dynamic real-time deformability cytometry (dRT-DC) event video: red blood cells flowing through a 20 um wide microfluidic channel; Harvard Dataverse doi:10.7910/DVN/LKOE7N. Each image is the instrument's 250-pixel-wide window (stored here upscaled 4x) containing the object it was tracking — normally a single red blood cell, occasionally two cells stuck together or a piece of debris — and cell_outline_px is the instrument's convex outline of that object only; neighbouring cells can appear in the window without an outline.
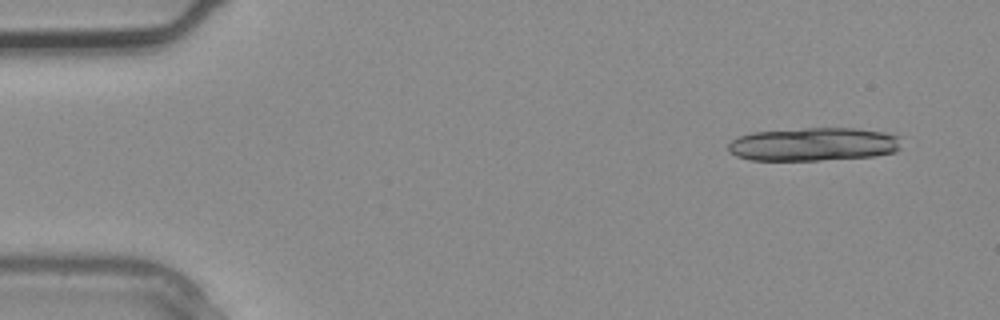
{"species": "common noctule bat (a hibernating species)", "species_latin": "Nyctalus noctula", "temperature_condition": "warm", "stored_images_in_passage": 3, "segment_of_instrument_passage": [2, 2], "camera_frame_rate_fps": 3000, "um_per_image_px": 0.085, "animal": {"sex": "male", "body_mass_g": 20.4}, "frame": {"image": 1, "passage_image": 3, "time_ms": 0.667, "image_size_px": [1000, 320], "cell_outline_px": [[900, 148], [896, 152], [876, 156], [816, 160], [752, 160], [736, 156], [728, 152], [728, 144], [732, 140], [740, 136], [752, 132], [804, 128], [856, 128], [884, 132], [900, 136]], "centroid_in_image_um": [69.17, 12.26], "position_along_channel_um": 15.8, "area_um2": 33.81}}